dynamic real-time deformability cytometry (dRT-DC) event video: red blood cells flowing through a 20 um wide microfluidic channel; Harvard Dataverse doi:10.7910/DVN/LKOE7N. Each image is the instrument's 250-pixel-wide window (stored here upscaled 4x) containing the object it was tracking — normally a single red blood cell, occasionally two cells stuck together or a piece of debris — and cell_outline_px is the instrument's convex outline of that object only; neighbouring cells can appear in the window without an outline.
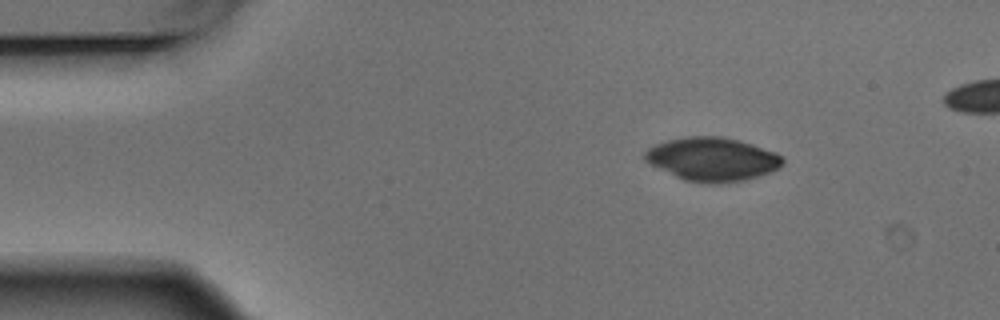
{"species": "Egyptian fruit bat (a non-hibernating species)", "species_latin": "Rousettus aegyptiacus", "temperature_condition": "warm", "stored_images_in_passage": 4, "camera_frame_rate_fps": 3000, "um_per_image_px": 0.085, "animal": {"sex": "male"}, "frame": {"image": 1, "passage_image": 1, "time_ms": 0.0, "image_size_px": [1000, 320], "cell_outline_px": [[784, 164], [768, 172], [744, 180], [720, 184], [704, 184], [684, 180], [644, 160], [644, 152], [648, 148], [656, 144], [668, 140], [688, 136], [720, 136], [740, 140], [776, 152], [784, 156]], "centroid_in_image_um": [60.56, 13.53], "position_along_channel_um": 24.4, "area_um2": 34.91}}